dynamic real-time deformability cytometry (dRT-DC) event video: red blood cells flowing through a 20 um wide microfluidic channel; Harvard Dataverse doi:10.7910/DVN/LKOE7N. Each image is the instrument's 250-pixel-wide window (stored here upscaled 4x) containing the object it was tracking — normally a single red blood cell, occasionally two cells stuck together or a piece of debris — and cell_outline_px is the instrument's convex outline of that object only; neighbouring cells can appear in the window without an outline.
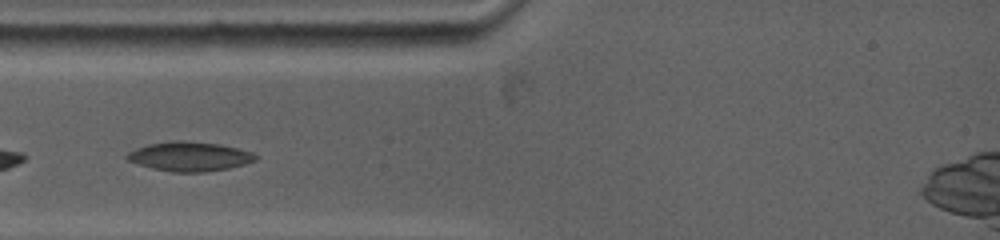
{"species": "common noctule bat (a hibernating species)", "species_latin": "Nyctalus noctula", "temperature_condition": "warm", "stored_images_in_passage": 14, "camera_frame_rate_fps": 5000, "um_per_image_px": 0.085, "animal": {"sex": "female", "body_mass_g": 19.0, "forearm_length_mm": 53.3}, "frame": {"image": 1, "passage_image": 2, "time_ms": 1.2, "image_size_px": [1000, 240], "cell_outline_px": [[256, 160], [244, 164], [228, 168], [204, 172], [172, 172], [152, 168], [128, 160], [124, 156], [128, 152], [136, 148], [148, 144], [176, 140], [184, 140], [220, 144], [252, 152], [256, 156]], "centroid_in_image_um": [16.09, 13.29], "position_along_channel_um": 68.9, "area_um2": 21.85}}
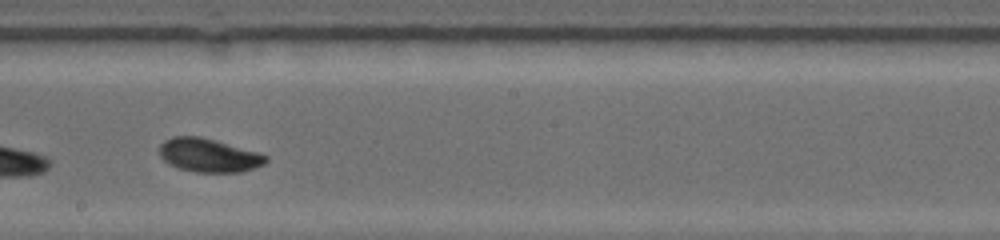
{"frame": {"image": 2, "passage_image": 9, "time_ms": 5.4, "image_size_px": [1000, 240], "cell_outline_px": [[268, 160], [264, 164], [240, 172], [196, 172], [176, 168], [168, 164], [156, 152], [160, 144], [164, 140], [172, 136], [200, 136], [260, 152], [268, 156]], "centroid_in_image_um": [17.7, 13.19], "position_along_channel_um": 230.5, "area_um2": 21.15}}
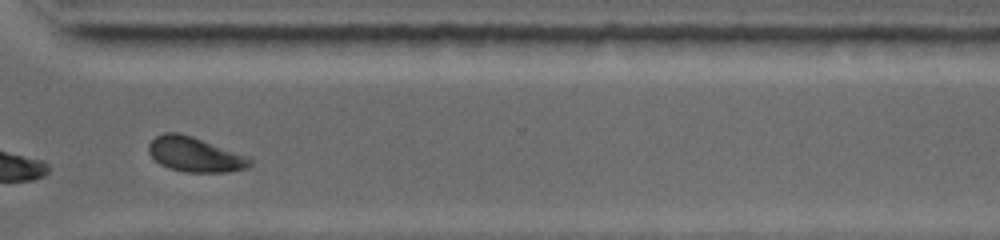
{"frame": {"image": 3, "passage_image": 13, "time_ms": 8.6, "image_size_px": [1000, 240], "cell_outline_px": [[252, 164], [248, 168], [228, 172], [184, 172], [168, 168], [160, 164], [148, 152], [148, 144], [156, 136], [164, 132], [180, 132], [192, 136], [248, 156], [252, 160]], "centroid_in_image_um": [16.57, 13.13], "position_along_channel_um": 354.0, "area_um2": 20.63}, "authors_computed_cell_mechanics": {"area_um2": 20.7791, "velocity_mm_per_s": 3.8386, "shape_relaxation_time_tau1_ms": 4.9183, "shape_relaxation_time_tau2_ms": 6.9617, "deformation_change_tau1": 0.1182, "deformation_change_tau2": 0.0922}}